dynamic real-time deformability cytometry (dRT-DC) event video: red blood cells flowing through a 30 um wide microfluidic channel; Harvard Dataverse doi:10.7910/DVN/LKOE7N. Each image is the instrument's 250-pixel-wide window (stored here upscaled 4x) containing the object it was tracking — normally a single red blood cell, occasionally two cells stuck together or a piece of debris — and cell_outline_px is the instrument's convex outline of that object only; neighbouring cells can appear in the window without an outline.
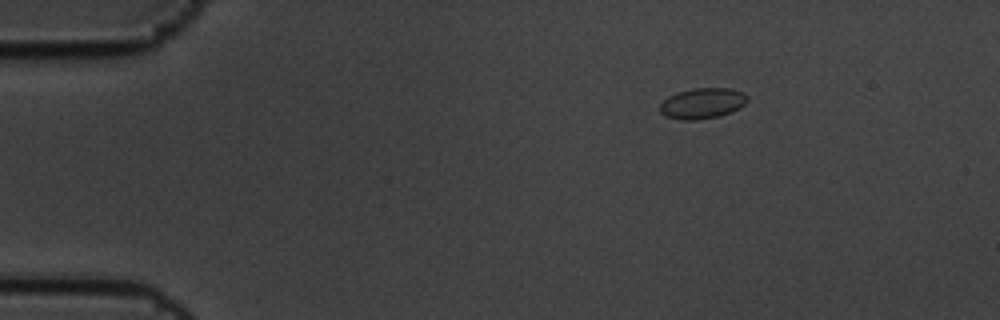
{"species": "common noctule bat (a hibernating species)", "species_latin": "Nyctalus noctula", "temperature_condition": "cold", "stored_images_in_passage": 7, "camera_frame_rate_fps": 3000, "um_per_image_px": 0.085, "animal": {"sex": "male", "body_mass_g": 19.5, "forearm_length_mm": 54.6}, "frame": {"image": 1, "passage_image": 1, "time_ms": 0.0, "image_size_px": [1000, 320], "cell_outline_px": [[748, 100], [740, 108], [720, 116], [696, 120], [684, 120], [664, 116], [660, 112], [660, 104], [668, 96], [676, 92], [692, 88], [732, 88], [744, 92], [748, 96]], "centroid_in_image_um": [59.71, 8.77], "position_along_channel_um": 25.3, "area_um2": 15.84}}
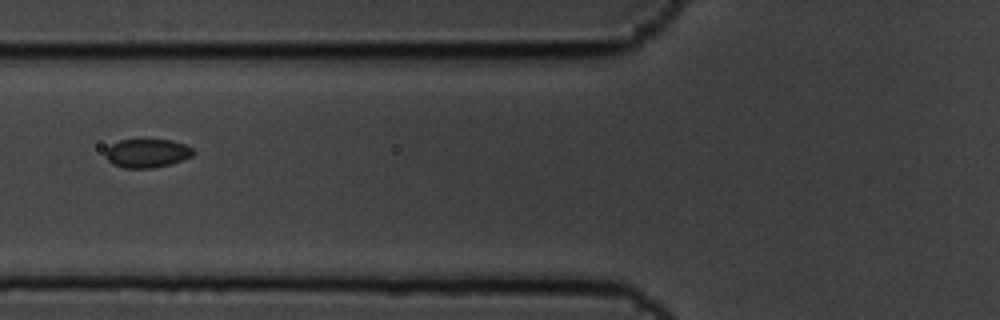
{"frame": {"image": 2, "passage_image": 5, "time_ms": 1.333, "image_size_px": [1000, 320], "cell_outline_px": [[196, 152], [192, 156], [168, 164], [152, 168], [124, 168], [112, 164], [104, 156], [104, 152], [112, 144], [120, 140], [172, 140], [184, 144], [192, 148]], "centroid_in_image_um": [12.48, 13.02], "position_along_channel_um": 113.3, "area_um2": 14.57}}
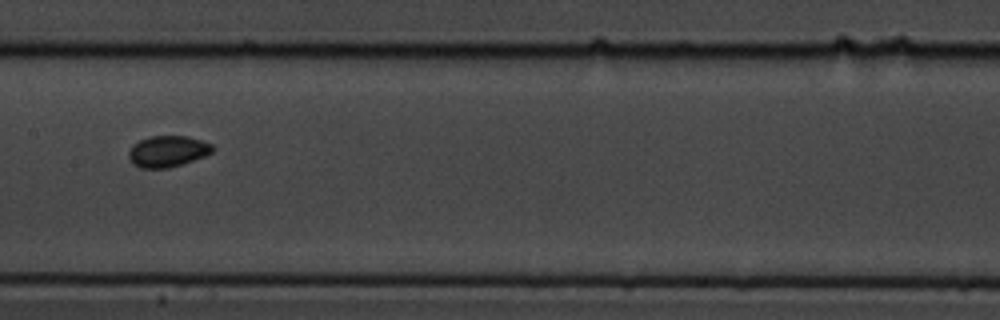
{"frame": {"image": 3, "passage_image": 7, "time_ms": 2.0, "image_size_px": [1000, 320], "cell_outline_px": [[216, 148], [212, 152], [204, 156], [168, 168], [140, 168], [132, 164], [128, 156], [128, 152], [132, 144], [148, 136], [188, 136], [212, 144]], "centroid_in_image_um": [14.22, 12.85], "position_along_channel_um": 193.2, "area_um2": 15.32}}